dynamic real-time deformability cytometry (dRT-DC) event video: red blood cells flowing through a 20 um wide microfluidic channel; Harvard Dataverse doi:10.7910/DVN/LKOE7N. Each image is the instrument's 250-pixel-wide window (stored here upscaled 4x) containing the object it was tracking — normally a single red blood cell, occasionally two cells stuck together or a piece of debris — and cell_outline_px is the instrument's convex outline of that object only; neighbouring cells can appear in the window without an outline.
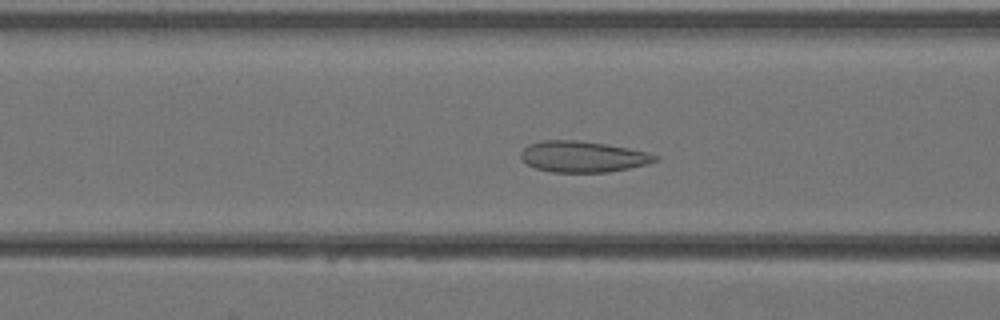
{"species": "Egyptian fruit bat (a non-hibernating species)", "species_latin": "Rousettus aegyptiacus", "temperature_condition": "warm", "stored_images_in_passage": 42, "camera_frame_rate_fps": 3000, "um_per_image_px": 0.085, "animal": {"sex": "female"}, "frame": {"image": 1, "passage_image": 17, "time_ms": 5.333, "image_size_px": [1000, 320], "cell_outline_px": [[660, 160], [648, 164], [608, 172], [552, 172], [536, 168], [528, 164], [520, 156], [520, 152], [528, 144], [540, 140], [580, 140], [608, 144], [648, 152], [660, 156]], "centroid_in_image_um": [49.57, 13.3], "position_along_channel_um": 117.0, "area_um2": 24.51}}
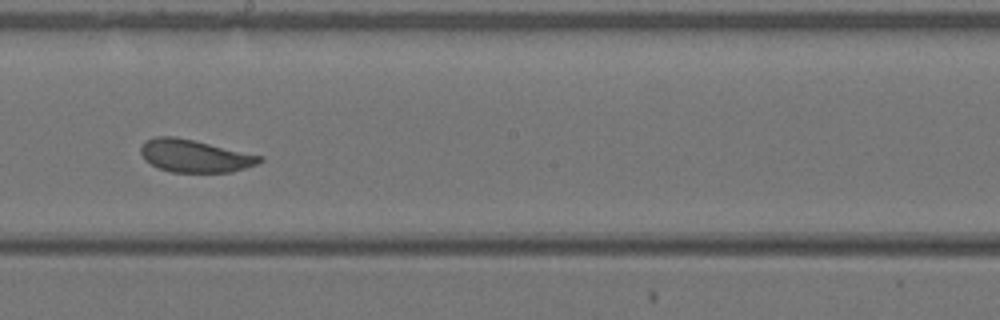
{"frame": {"image": 2, "passage_image": 24, "time_ms": 7.667, "image_size_px": [1000, 320], "cell_outline_px": [[264, 160], [256, 164], [232, 172], [172, 172], [160, 168], [144, 160], [140, 152], [140, 148], [144, 140], [156, 136], [176, 136], [264, 156]], "centroid_in_image_um": [16.54, 13.24], "position_along_channel_um": 231.7, "area_um2": 22.66}}
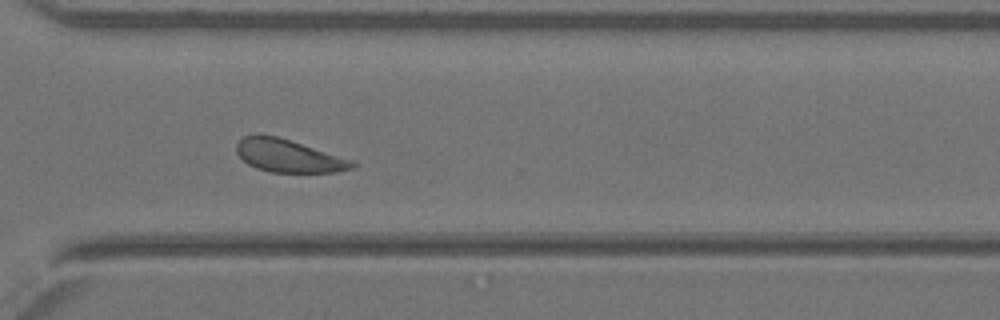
{"frame": {"image": 3, "passage_image": 31, "time_ms": 10.0, "image_size_px": [1000, 320], "cell_outline_px": [[356, 168], [336, 172], [272, 172], [256, 168], [248, 164], [236, 152], [236, 144], [244, 136], [256, 132], [260, 132], [276, 136], [356, 160]], "centroid_in_image_um": [24.55, 13.23], "position_along_channel_um": 346.1, "area_um2": 22.48}}